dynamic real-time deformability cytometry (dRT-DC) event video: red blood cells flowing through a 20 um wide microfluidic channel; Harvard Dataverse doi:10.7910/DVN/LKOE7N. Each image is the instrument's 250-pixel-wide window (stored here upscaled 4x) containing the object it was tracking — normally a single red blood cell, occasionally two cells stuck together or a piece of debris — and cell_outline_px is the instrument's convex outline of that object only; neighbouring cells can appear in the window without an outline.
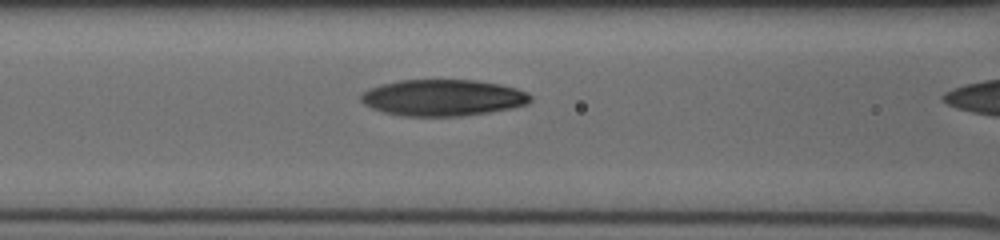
{"species": "human", "species_latin": "Homo sapiens", "temperature_condition": "cold", "stored_images_in_passage": 24, "segment_of_instrument_passage": [2, 2], "camera_frame_rate_fps": 3000, "um_per_image_px": 0.085, "donor": {"sex": "male"}, "frame": {"image": 1, "passage_image": 20, "time_ms": 6.333, "image_size_px": [1000, 240], "cell_outline_px": [[532, 100], [528, 104], [488, 112], [460, 116], [404, 116], [384, 112], [372, 108], [364, 104], [360, 100], [360, 96], [368, 88], [380, 84], [400, 80], [476, 80], [500, 84], [516, 88], [528, 92], [532, 96]], "centroid_in_image_um": [37.64, 8.3], "position_along_channel_um": 129.0, "area_um2": 36.01}}
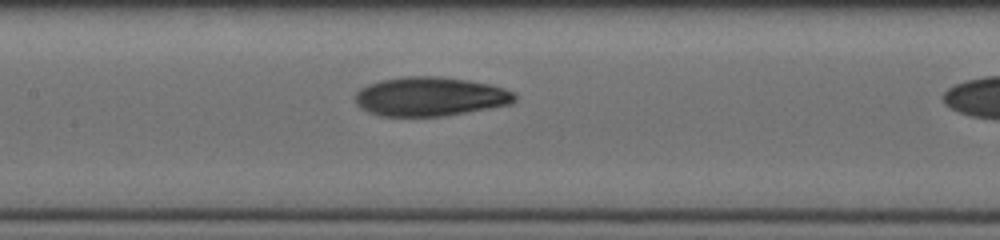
{"frame": {"image": 2, "passage_image": 23, "time_ms": 7.333, "image_size_px": [1000, 240], "cell_outline_px": [[516, 100], [512, 104], [444, 116], [380, 116], [368, 112], [360, 108], [356, 104], [356, 92], [360, 88], [368, 84], [380, 80], [404, 76], [440, 76], [468, 80], [488, 84], [504, 88], [516, 92]], "centroid_in_image_um": [36.56, 8.2], "position_along_channel_um": 170.8, "area_um2": 36.59}}